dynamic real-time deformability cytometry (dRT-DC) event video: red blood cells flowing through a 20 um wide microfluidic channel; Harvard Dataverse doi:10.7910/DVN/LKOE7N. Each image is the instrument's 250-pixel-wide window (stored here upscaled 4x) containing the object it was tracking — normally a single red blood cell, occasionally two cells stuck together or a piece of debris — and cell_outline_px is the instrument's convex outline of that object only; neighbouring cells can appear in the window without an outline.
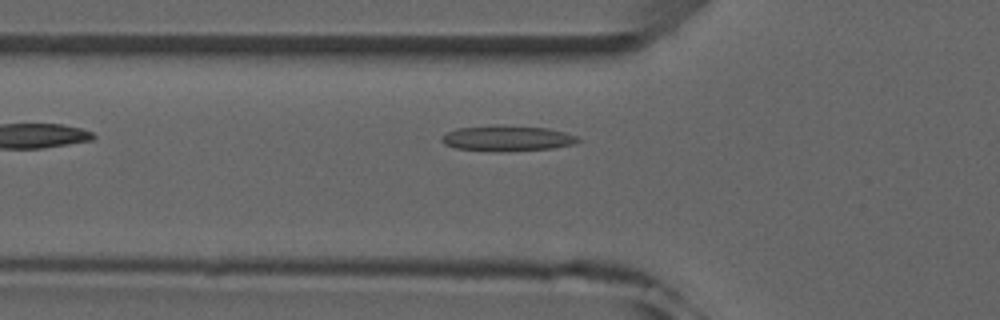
{"species": "common noctule bat (a hibernating species)", "species_latin": "Nyctalus noctula", "temperature_condition": "room temperature", "stored_images_in_passage": 6, "camera_frame_rate_fps": 3000, "um_per_image_px": 0.085, "animal": {"sex": "male", "forearm_length_mm": 52.5}, "frame": {"image": 1, "passage_image": 6, "time_ms": 5.667, "image_size_px": [1000, 320], "cell_outline_px": [[580, 140], [572, 144], [552, 148], [488, 152], [456, 148], [444, 144], [440, 140], [448, 132], [456, 128], [548, 128], [564, 132], [576, 136]], "centroid_in_image_um": [43.1, 11.81], "position_along_channel_um": 82.7, "area_um2": 19.02}}